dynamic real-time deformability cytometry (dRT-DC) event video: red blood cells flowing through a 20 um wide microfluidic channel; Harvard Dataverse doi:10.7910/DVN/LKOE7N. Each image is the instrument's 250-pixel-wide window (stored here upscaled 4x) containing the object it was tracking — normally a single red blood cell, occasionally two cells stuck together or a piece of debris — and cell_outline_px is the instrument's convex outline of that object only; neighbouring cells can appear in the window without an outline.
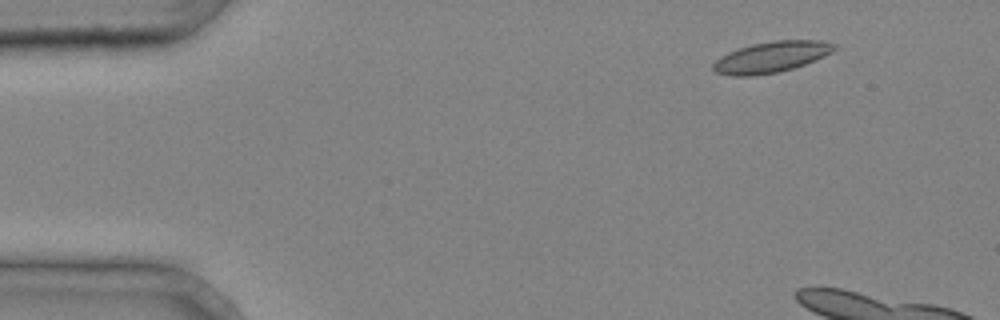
{"species": "common noctule bat (a hibernating species)", "species_latin": "Nyctalus noctula", "temperature_condition": "cold", "stored_images_in_passage": 6, "camera_frame_rate_fps": 3000, "um_per_image_px": 0.085, "animal": {"sex": "male", "body_mass_g": 20.4}, "frame": {"image": 1, "passage_image": 1, "time_ms": 0.0, "image_size_px": [1000, 320], "cell_outline_px": [[840, 48], [824, 56], [804, 64], [780, 72], [752, 76], [732, 76], [716, 72], [712, 68], [712, 64], [720, 56], [728, 52], [752, 44], [772, 40], [820, 40], [836, 44]], "centroid_in_image_um": [65.57, 4.84], "position_along_channel_um": 19.4, "area_um2": 21.96}}